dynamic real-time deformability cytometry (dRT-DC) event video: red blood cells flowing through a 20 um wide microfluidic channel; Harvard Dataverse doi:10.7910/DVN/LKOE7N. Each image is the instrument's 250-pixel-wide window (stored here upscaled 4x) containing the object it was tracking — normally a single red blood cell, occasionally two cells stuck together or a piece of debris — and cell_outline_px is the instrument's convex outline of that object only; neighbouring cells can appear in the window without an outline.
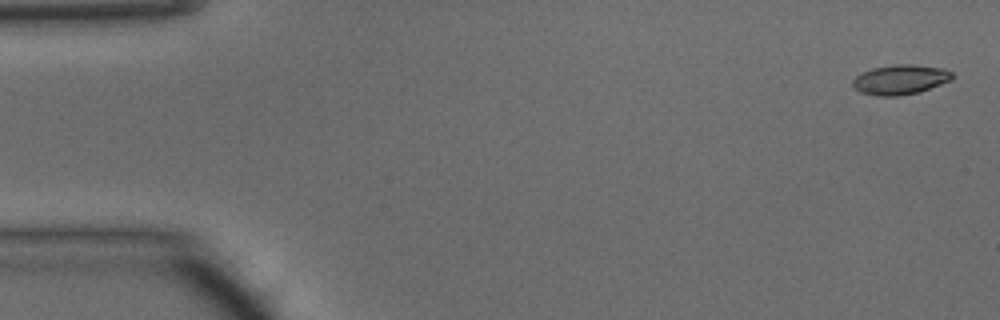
{"species": "common noctule bat (a hibernating species)", "species_latin": "Nyctalus noctula", "temperature_condition": "warm", "stored_images_in_passage": 48, "camera_frame_rate_fps": 3000, "um_per_image_px": 0.085, "animal": {"sex": "male", "body_mass_g": 15.6}, "frame": {"image": 1, "passage_image": 2, "time_ms": 0.333, "image_size_px": [1000, 320], "cell_outline_px": [[952, 80], [920, 92], [900, 96], [876, 96], [860, 92], [852, 84], [852, 80], [856, 76], [872, 68], [896, 64], [912, 64], [944, 68], [952, 72]], "centroid_in_image_um": [76.54, 6.77], "position_along_channel_um": 8.5, "area_um2": 17.34}}
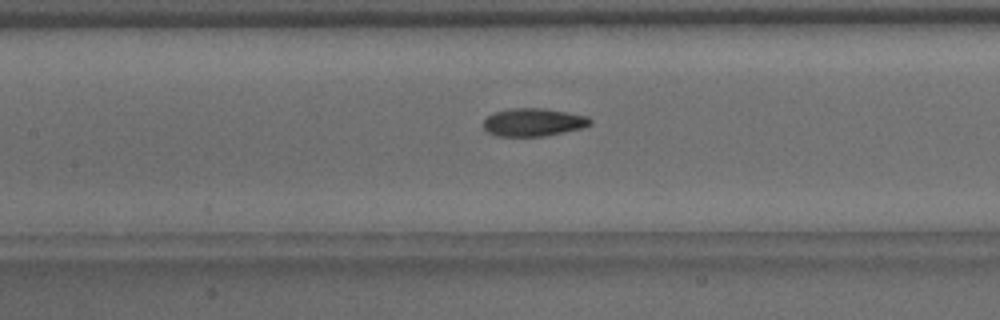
{"frame": {"image": 2, "passage_image": 22, "time_ms": 7.0, "image_size_px": [1000, 320], "cell_outline_px": [[592, 124], [584, 128], [544, 136], [496, 136], [488, 132], [484, 128], [484, 120], [492, 112], [508, 108], [544, 108], [588, 116], [592, 120]], "centroid_in_image_um": [45.35, 10.38], "position_along_channel_um": 162.1, "area_um2": 17.57}}
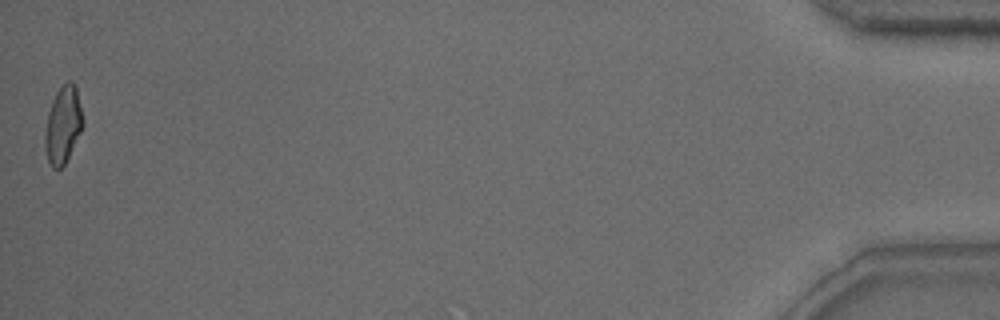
{"frame": {"image": 3, "passage_image": 48, "time_ms": 15.667, "image_size_px": [1000, 320], "cell_outline_px": [[84, 124], [64, 164], [60, 168], [52, 168], [48, 160], [44, 148], [44, 136], [48, 112], [52, 100], [56, 92], [68, 80], [72, 80], [76, 88], [84, 120]], "centroid_in_image_um": [5.34, 10.6], "position_along_channel_um": 429.9, "area_um2": 16.88}, "authors_computed_cell_mechanics": {"area_um2": 17.34, "velocity_mm_per_s": 4.2248, "shape_relaxation_time_tau1_ms": 4.4331, "shape_relaxation_time_tau2_ms": 1.9828, "deformation_change_tau1": 0.1604, "deformation_change_tau2": 0.084}}